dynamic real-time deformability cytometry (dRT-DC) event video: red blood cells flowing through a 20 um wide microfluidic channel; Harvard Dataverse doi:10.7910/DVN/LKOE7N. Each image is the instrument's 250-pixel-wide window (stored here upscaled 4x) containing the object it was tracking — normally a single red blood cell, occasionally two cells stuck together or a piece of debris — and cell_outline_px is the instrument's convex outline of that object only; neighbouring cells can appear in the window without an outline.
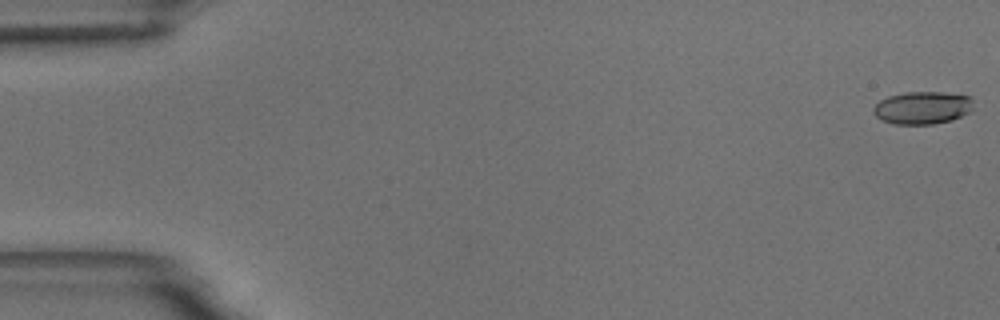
{"species": "common noctule bat (a hibernating species)", "species_latin": "Nyctalus noctula", "temperature_condition": "room temperature", "stored_images_in_passage": 56, "camera_frame_rate_fps": 3000, "um_per_image_px": 0.085, "animal": {"sex": "male", "body_mass_g": 18.8}, "frame": {"image": 1, "passage_image": 1, "time_ms": 0.0, "image_size_px": [1000, 320], "cell_outline_px": [[972, 108], [968, 112], [952, 120], [932, 124], [896, 124], [884, 120], [876, 116], [872, 112], [872, 108], [880, 100], [888, 96], [904, 92], [944, 92], [968, 96], [972, 100]], "centroid_in_image_um": [78.38, 9.15], "position_along_channel_um": 6.6, "area_um2": 18.9}}
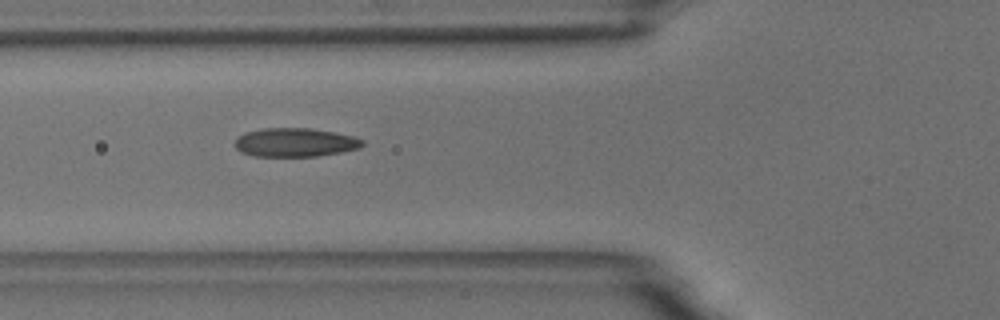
{"frame": {"image": 2, "passage_image": 21, "time_ms": 6.667, "image_size_px": [1000, 320], "cell_outline_px": [[364, 144], [360, 148], [340, 152], [316, 156], [252, 156], [240, 152], [236, 148], [236, 140], [244, 132], [264, 128], [308, 128], [336, 132], [352, 136], [364, 140]], "centroid_in_image_um": [25.09, 12.1], "position_along_channel_um": 100.7, "area_um2": 21.33}}
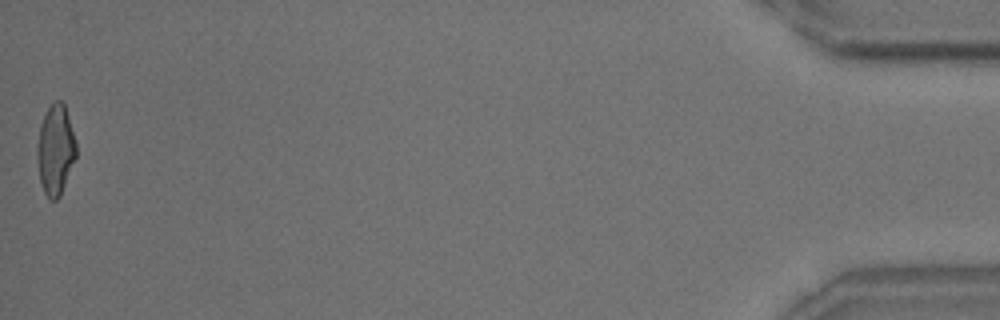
{"frame": {"image": 3, "passage_image": 56, "time_ms": 18.333, "image_size_px": [1000, 320], "cell_outline_px": [[76, 156], [60, 196], [56, 200], [48, 200], [44, 192], [40, 180], [36, 156], [36, 148], [40, 124], [48, 108], [56, 100], [60, 100], [64, 104], [76, 140]], "centroid_in_image_um": [4.7, 12.75], "position_along_channel_um": 430.5, "area_um2": 20.46}, "authors_computed_cell_mechanics": {"area_um2": 20.4612, "velocity_mm_per_s": 3.6416, "shape_relaxation_time_tau1_ms": 6.2984, "shape_relaxation_time_tau2_ms": 1.6372, "deformation_change_tau1": 0.1872, "deformation_change_tau2": 0.0824}}